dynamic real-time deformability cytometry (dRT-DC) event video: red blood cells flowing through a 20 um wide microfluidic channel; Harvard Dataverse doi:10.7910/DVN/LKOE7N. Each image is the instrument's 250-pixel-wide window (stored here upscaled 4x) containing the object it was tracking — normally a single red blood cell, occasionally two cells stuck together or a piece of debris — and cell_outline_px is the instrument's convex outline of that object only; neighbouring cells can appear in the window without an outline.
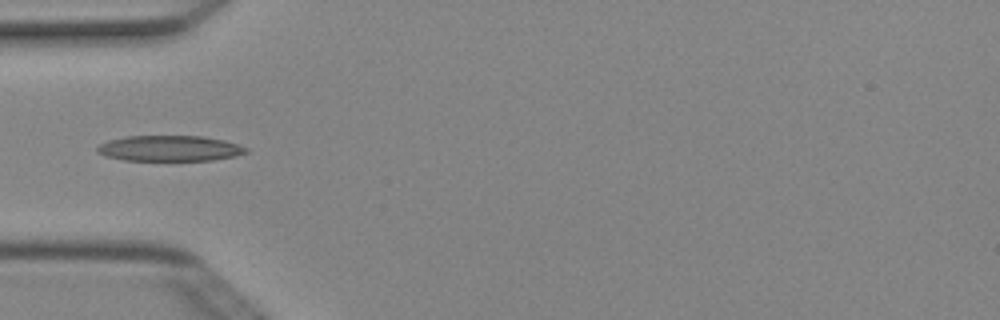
{"species": "Egyptian fruit bat (a non-hibernating species)", "species_latin": "Rousettus aegyptiacus", "temperature_condition": "cold", "stored_images_in_passage": 3, "camera_frame_rate_fps": 3000, "um_per_image_px": 0.085, "animal": {"sex": "female"}, "frame": {"image": 1, "passage_image": 3, "time_ms": 0.667, "image_size_px": [1000, 320], "cell_outline_px": [[248, 152], [236, 156], [212, 160], [124, 160], [104, 156], [96, 152], [96, 148], [100, 144], [108, 140], [124, 136], [204, 136], [224, 140], [248, 148]], "centroid_in_image_um": [14.39, 12.61], "position_along_channel_um": 70.6, "area_um2": 22.31}}